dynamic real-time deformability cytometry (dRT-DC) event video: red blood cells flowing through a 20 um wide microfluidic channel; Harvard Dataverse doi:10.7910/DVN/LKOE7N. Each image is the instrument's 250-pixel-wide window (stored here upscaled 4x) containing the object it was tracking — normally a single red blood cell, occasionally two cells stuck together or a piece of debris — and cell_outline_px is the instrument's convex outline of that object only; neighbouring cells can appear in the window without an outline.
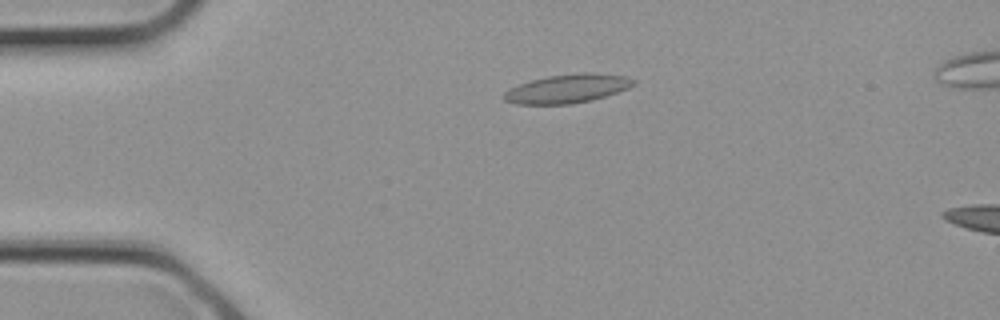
{"species": "common noctule bat (a hibernating species)", "species_latin": "Nyctalus noctula", "temperature_condition": "cold", "stored_images_in_passage": 2, "camera_frame_rate_fps": 3000, "um_per_image_px": 0.085, "animal": {"sex": "female", "body_mass_g": 21.9}, "frame": {"image": 1, "passage_image": 1, "time_ms": 0.0, "image_size_px": [1000, 320], "cell_outline_px": [[636, 84], [628, 88], [592, 100], [572, 104], [516, 104], [504, 100], [504, 92], [508, 88], [532, 80], [548, 76], [584, 72], [624, 76], [636, 80]], "centroid_in_image_um": [48.21, 7.54], "position_along_channel_um": 36.8, "area_um2": 21.5}}